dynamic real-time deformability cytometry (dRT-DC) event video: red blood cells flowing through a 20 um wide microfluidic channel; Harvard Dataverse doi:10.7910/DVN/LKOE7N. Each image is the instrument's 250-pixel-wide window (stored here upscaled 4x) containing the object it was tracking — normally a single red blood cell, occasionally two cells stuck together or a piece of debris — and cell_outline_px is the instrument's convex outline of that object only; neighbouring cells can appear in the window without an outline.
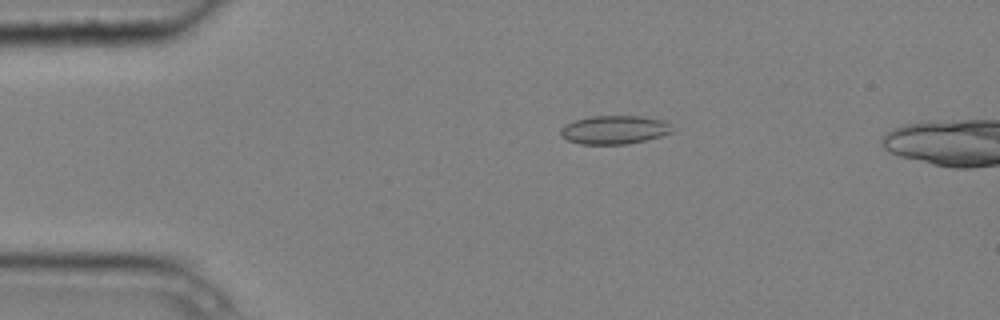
{"species": "common noctule bat (a hibernating species)", "species_latin": "Nyctalus noctula", "temperature_condition": "cold", "stored_images_in_passage": 4, "camera_frame_rate_fps": 3000, "um_per_image_px": 0.085, "animal": {"sex": "male", "body_mass_g": 20.4}, "frame": {"image": 1, "passage_image": 1, "time_ms": 0.0, "image_size_px": [1000, 320], "cell_outline_px": [[672, 132], [660, 136], [628, 144], [580, 144], [568, 140], [560, 136], [560, 128], [564, 124], [576, 120], [592, 116], [640, 116], [664, 120], [672, 128]], "centroid_in_image_um": [52.18, 11.03], "position_along_channel_um": 32.8, "area_um2": 18.5}}
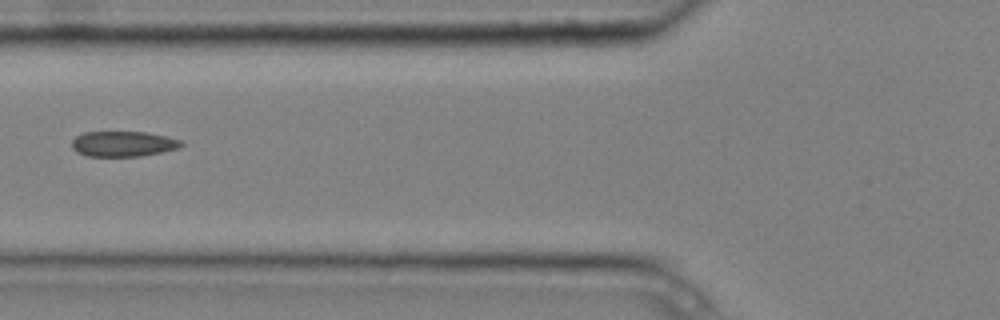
{"frame": {"image": 2, "passage_image": 4, "time_ms": 1.0, "image_size_px": [1000, 320], "cell_outline_px": [[184, 144], [180, 148], [140, 156], [88, 156], [76, 152], [72, 148], [72, 140], [76, 136], [84, 132], [148, 132], [168, 136], [180, 140]], "centroid_in_image_um": [10.48, 12.22], "position_along_channel_um": 115.3, "area_um2": 16.24}}